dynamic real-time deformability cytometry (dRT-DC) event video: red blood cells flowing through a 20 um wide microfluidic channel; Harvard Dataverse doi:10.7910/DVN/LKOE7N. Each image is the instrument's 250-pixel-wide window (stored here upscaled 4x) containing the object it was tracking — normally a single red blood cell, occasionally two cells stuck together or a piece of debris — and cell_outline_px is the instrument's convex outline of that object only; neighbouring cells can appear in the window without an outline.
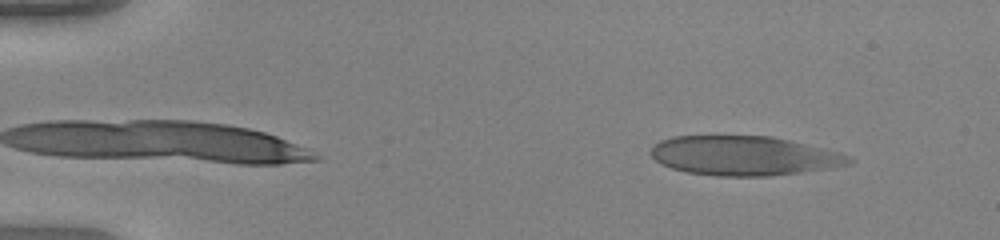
{"species": "human", "species_latin": "Homo sapiens", "temperature_condition": "warm", "stored_images_in_passage": 48, "camera_frame_rate_fps": 3000, "um_per_image_px": 0.085, "donor": {"sex": "female"}, "frame": {"image": 1, "passage_image": 3, "time_ms": 0.667, "image_size_px": [1000, 240], "cell_outline_px": [[856, 160], [852, 164], [832, 168], [772, 176], [716, 176], [688, 172], [672, 168], [660, 164], [648, 152], [652, 144], [660, 140], [672, 136], [772, 136], [824, 148], [840, 152]], "centroid_in_image_um": [63.24, 13.24], "position_along_channel_um": 21.8, "area_um2": 45.95}}
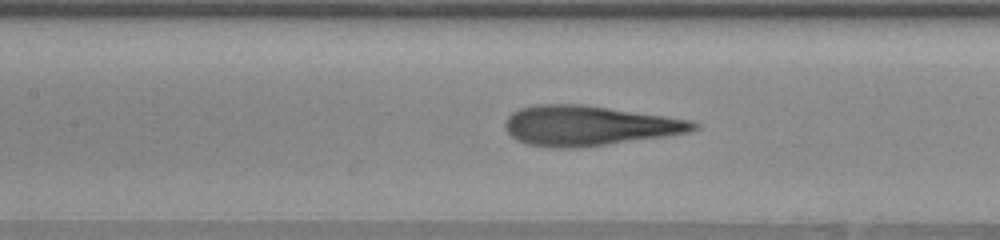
{"frame": {"image": 2, "passage_image": 21, "time_ms": 6.667, "image_size_px": [1000, 240], "cell_outline_px": [[700, 128], [688, 132], [664, 136], [604, 144], [564, 148], [528, 144], [516, 140], [508, 132], [504, 124], [508, 116], [512, 112], [520, 108], [536, 104], [580, 104], [692, 120], [700, 124]], "centroid_in_image_um": [50.04, 10.66], "position_along_channel_um": 157.4, "area_um2": 43.12}}
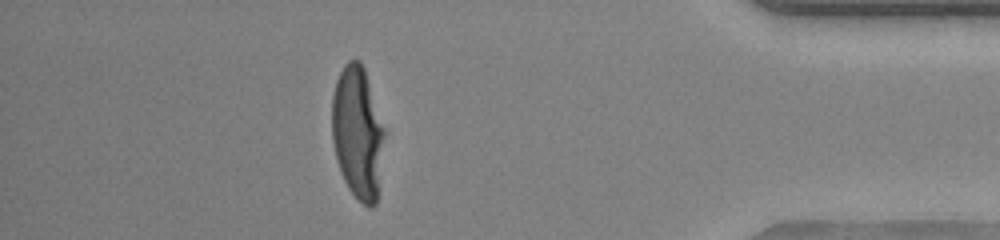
{"frame": {"image": 3, "passage_image": 42, "time_ms": 13.667, "image_size_px": [1000, 240], "cell_outline_px": [[388, 132], [376, 204], [372, 208], [368, 208], [356, 200], [348, 188], [340, 172], [336, 160], [332, 140], [332, 96], [336, 80], [344, 64], [348, 60], [360, 60], [364, 68]], "centroid_in_image_um": [30.45, 11.32], "position_along_channel_um": 404.8, "area_um2": 42.08}}